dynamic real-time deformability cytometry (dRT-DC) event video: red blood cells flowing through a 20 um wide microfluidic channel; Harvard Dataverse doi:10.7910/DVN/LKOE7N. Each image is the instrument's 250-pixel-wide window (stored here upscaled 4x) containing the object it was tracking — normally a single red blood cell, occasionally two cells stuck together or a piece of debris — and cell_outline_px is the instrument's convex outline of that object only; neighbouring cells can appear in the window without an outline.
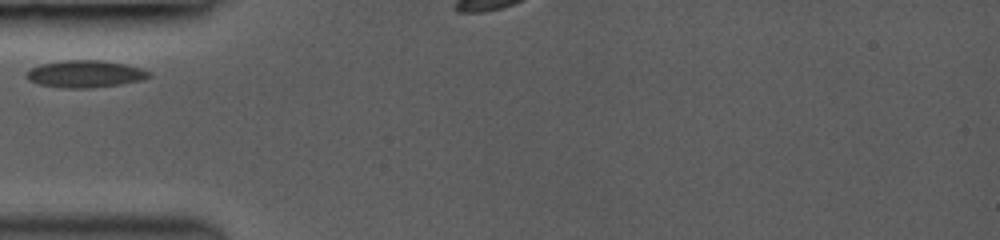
{"species": "common noctule bat (a hibernating species)", "species_latin": "Nyctalus noctula", "temperature_condition": "room temperature", "stored_images_in_passage": 6, "segment_of_instrument_passage": [1, 2], "camera_frame_rate_fps": 3000, "um_per_image_px": 0.085, "animal": {"sex": "female", "body_mass_g": 19.0, "forearm_length_mm": 53.3}, "frame": {"image": 1, "passage_image": 1, "time_ms": 0.0, "image_size_px": [1000, 240], "cell_outline_px": [[152, 76], [140, 80], [120, 84], [92, 88], [60, 88], [36, 84], [28, 80], [24, 76], [24, 72], [40, 64], [64, 60], [100, 60], [124, 64], [140, 68], [152, 72]], "centroid_in_image_um": [7.18, 6.29], "position_along_channel_um": 77.8, "area_um2": 19.59}}
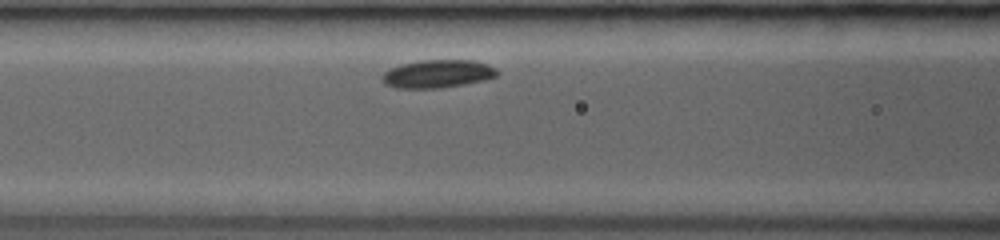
{"frame": {"image": 2, "passage_image": 3, "time_ms": 1.333, "image_size_px": [1000, 240], "cell_outline_px": [[500, 72], [496, 76], [484, 80], [464, 84], [440, 88], [396, 88], [384, 84], [380, 80], [380, 76], [388, 68], [400, 64], [420, 60], [472, 60], [488, 64], [496, 68]], "centroid_in_image_um": [37.15, 6.27], "position_along_channel_um": 129.4, "area_um2": 19.07}}
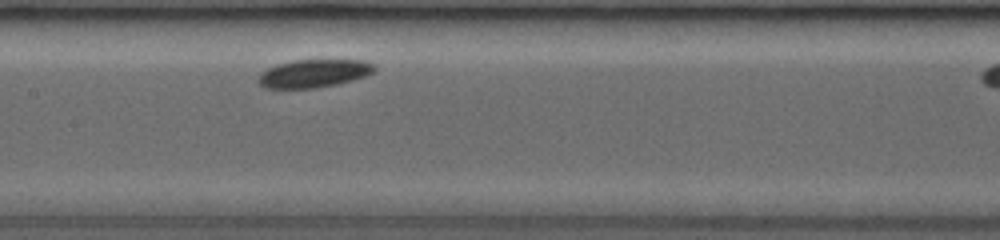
{"frame": {"image": 3, "passage_image": 5, "time_ms": 2.667, "image_size_px": [1000, 240], "cell_outline_px": [[376, 68], [368, 76], [336, 84], [316, 88], [264, 88], [260, 84], [260, 72], [276, 64], [296, 60], [364, 60], [372, 64]], "centroid_in_image_um": [26.69, 6.24], "position_along_channel_um": 180.7, "area_um2": 18.84}}